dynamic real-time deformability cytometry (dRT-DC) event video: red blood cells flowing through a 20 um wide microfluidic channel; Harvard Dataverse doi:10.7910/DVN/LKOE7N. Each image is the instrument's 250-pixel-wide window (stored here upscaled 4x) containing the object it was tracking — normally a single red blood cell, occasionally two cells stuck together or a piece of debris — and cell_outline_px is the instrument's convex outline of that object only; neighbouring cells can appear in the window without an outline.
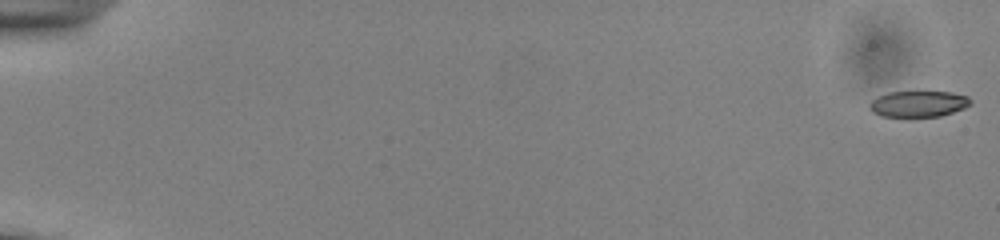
{"species": "common noctule bat (a hibernating species)", "species_latin": "Nyctalus noctula", "temperature_condition": "cold", "stored_images_in_passage": 14, "camera_frame_rate_fps": 3000, "um_per_image_px": 0.085, "animal": {"sex": "male", "body_mass_g": 13.0, "forearm_length_mm": 53.1}, "frame": {"image": 1, "passage_image": 1, "time_ms": 0.0, "image_size_px": [1000, 240], "cell_outline_px": [[972, 104], [964, 108], [940, 116], [912, 120], [908, 120], [880, 116], [872, 112], [868, 104], [872, 100], [888, 92], [952, 92], [968, 96], [972, 100]], "centroid_in_image_um": [78.04, 8.89], "position_along_channel_um": 7.0, "area_um2": 16.18}}